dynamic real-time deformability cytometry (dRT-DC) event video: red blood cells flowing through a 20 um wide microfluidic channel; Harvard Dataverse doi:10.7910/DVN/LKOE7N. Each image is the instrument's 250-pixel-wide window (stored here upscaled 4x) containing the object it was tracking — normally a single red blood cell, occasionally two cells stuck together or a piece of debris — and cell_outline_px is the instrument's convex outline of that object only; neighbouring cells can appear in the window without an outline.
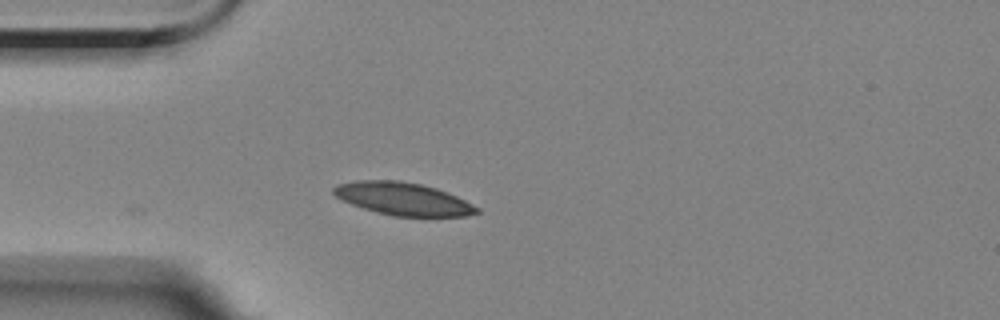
{"species": "Egyptian fruit bat (a non-hibernating species)", "species_latin": "Rousettus aegyptiacus", "temperature_condition": "room temperature", "stored_images_in_passage": 3, "camera_frame_rate_fps": 3000, "um_per_image_px": 0.085, "animal": {"sex": "female"}, "frame": {"image": 1, "passage_image": 3, "time_ms": 2.333, "image_size_px": [1000, 320], "cell_outline_px": [[480, 212], [464, 216], [392, 216], [376, 212], [352, 204], [336, 196], [332, 192], [332, 188], [336, 184], [356, 180], [400, 180], [420, 184], [436, 188], [456, 196], [480, 208]], "centroid_in_image_um": [34.24, 16.89], "position_along_channel_um": 50.8, "area_um2": 27.17}}